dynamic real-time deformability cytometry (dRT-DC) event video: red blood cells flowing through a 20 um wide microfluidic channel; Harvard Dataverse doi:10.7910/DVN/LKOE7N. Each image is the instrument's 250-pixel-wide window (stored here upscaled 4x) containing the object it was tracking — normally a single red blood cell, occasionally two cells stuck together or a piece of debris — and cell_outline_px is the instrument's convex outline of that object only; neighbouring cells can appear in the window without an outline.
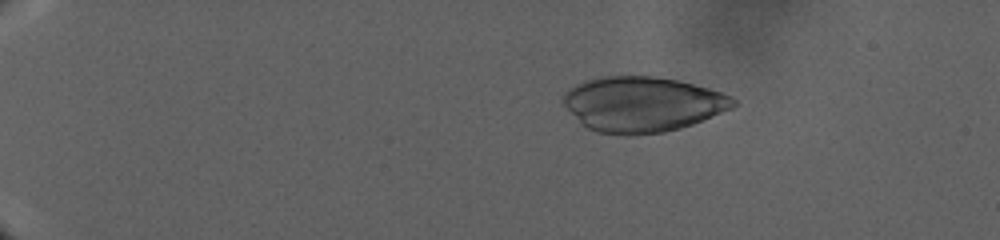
{"species": "human", "species_latin": "Homo sapiens", "temperature_condition": "warm", "stored_images_in_passage": 47, "camera_frame_rate_fps": 3000, "um_per_image_px": 0.085, "donor": {"sex": "male"}, "frame": {"image": 1, "passage_image": 11, "time_ms": 8.667, "image_size_px": [1000, 240], "cell_outline_px": [[736, 104], [732, 108], [692, 124], [680, 128], [664, 132], [632, 136], [624, 136], [596, 132], [588, 128], [560, 100], [564, 92], [568, 88], [584, 80], [600, 76], [652, 76], [676, 80], [708, 88], [732, 96], [736, 100]], "centroid_in_image_um": [54.58, 8.86], "position_along_channel_um": 30.4, "area_um2": 54.68}}
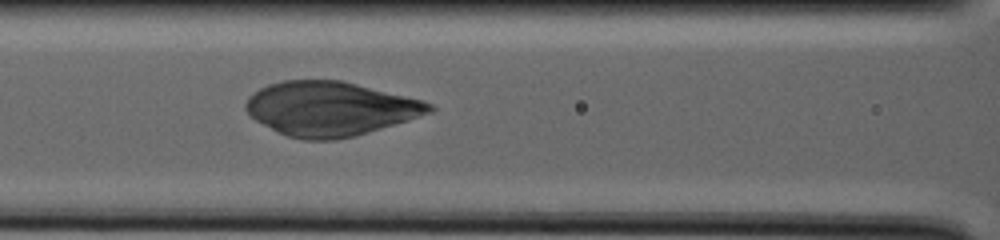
{"frame": {"image": 2, "passage_image": 26, "time_ms": 22.333, "image_size_px": [1000, 240], "cell_outline_px": [[436, 108], [432, 112], [408, 120], [356, 136], [336, 140], [304, 140], [288, 136], [256, 120], [244, 108], [244, 104], [248, 96], [260, 88], [268, 84], [284, 80], [340, 80], [424, 100], [432, 104]], "centroid_in_image_um": [28.08, 9.24], "position_along_channel_um": 138.5, "area_um2": 57.86}}
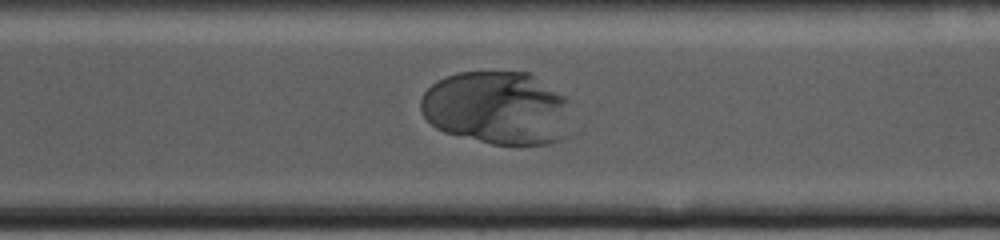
{"frame": {"image": 3, "passage_image": 39, "time_ms": 33.667, "image_size_px": [1000, 240], "cell_outline_px": [[580, 128], [576, 132], [560, 140], [548, 144], [492, 144], [444, 132], [436, 128], [424, 116], [420, 108], [420, 100], [424, 92], [436, 80], [444, 76], [456, 72], [528, 72], [564, 96], [568, 100]], "centroid_in_image_um": [42.4, 9.21], "position_along_channel_um": 328.2, "area_um2": 66.07}}